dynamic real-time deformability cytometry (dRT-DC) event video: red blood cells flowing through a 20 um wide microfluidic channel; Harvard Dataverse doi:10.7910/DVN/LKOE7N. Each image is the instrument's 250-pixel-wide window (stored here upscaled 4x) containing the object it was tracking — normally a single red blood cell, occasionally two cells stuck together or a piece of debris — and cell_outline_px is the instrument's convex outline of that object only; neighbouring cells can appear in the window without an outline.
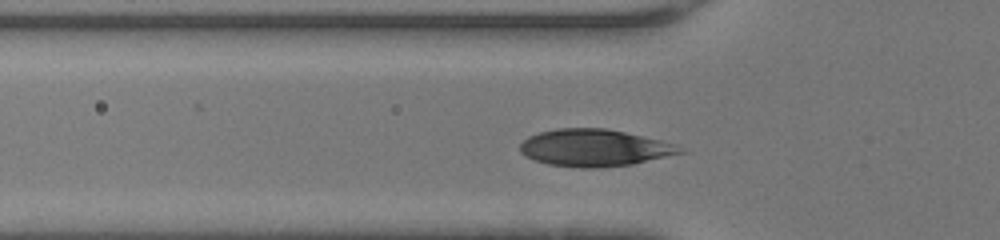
{"species": "human", "species_latin": "Homo sapiens", "temperature_condition": "warm", "stored_images_in_passage": 30, "camera_frame_rate_fps": 3000, "um_per_image_px": 0.085, "donor": {"sex": "female"}, "frame": {"image": 1, "passage_image": 8, "time_ms": 2.333, "image_size_px": [1000, 240], "cell_outline_px": [[688, 152], [632, 164], [600, 168], [580, 168], [548, 164], [536, 160], [520, 152], [520, 144], [528, 136], [540, 132], [556, 128], [604, 128], [624, 132], [660, 140], [676, 144], [684, 148]], "centroid_in_image_um": [50.56, 12.57], "position_along_channel_um": 75.2, "area_um2": 34.56}}
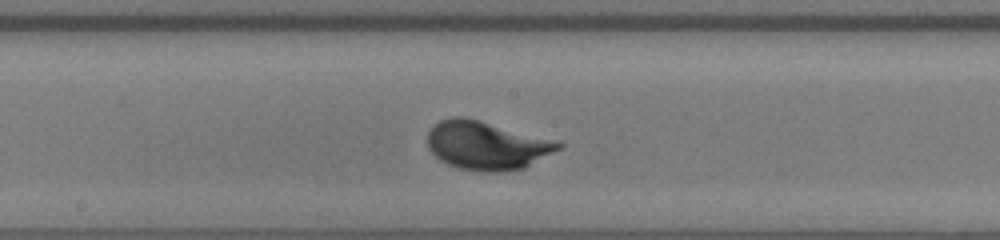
{"frame": {"image": 2, "passage_image": 17, "time_ms": 5.333, "image_size_px": [1000, 240], "cell_outline_px": [[564, 148], [524, 168], [504, 172], [480, 172], [460, 168], [448, 164], [440, 160], [428, 148], [428, 132], [432, 124], [440, 120], [452, 116], [464, 116], [480, 120], [564, 144]], "centroid_in_image_um": [41.34, 12.37], "position_along_channel_um": 206.9, "area_um2": 36.93}}
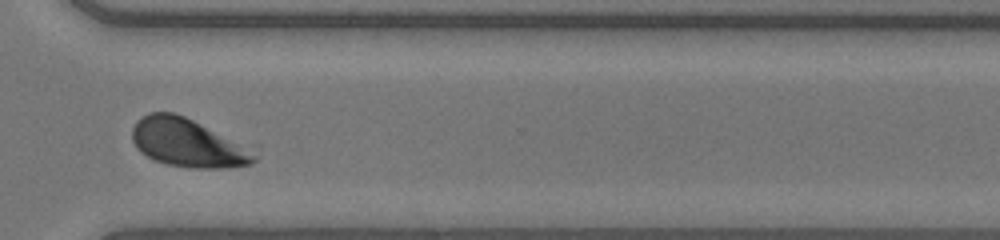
{"frame": {"image": 3, "passage_image": 27, "time_ms": 8.667, "image_size_px": [1000, 240], "cell_outline_px": [[256, 160], [252, 164], [224, 168], [192, 168], [168, 164], [156, 160], [140, 152], [136, 148], [132, 140], [132, 128], [136, 120], [140, 116], [148, 112], [172, 112], [184, 116], [256, 152]], "centroid_in_image_um": [15.88, 12.15], "position_along_channel_um": 354.7, "area_um2": 33.87}, "authors_computed_cell_mechanics": {"area_um2": 34.5933, "velocity_mm_per_s": 4.4099, "shape_relaxation_time_tau1_ms": 1.4519, "shape_relaxation_time_tau2_ms": null, "deformation_change_tau1": 0.1261, "deformation_change_tau2": null}}